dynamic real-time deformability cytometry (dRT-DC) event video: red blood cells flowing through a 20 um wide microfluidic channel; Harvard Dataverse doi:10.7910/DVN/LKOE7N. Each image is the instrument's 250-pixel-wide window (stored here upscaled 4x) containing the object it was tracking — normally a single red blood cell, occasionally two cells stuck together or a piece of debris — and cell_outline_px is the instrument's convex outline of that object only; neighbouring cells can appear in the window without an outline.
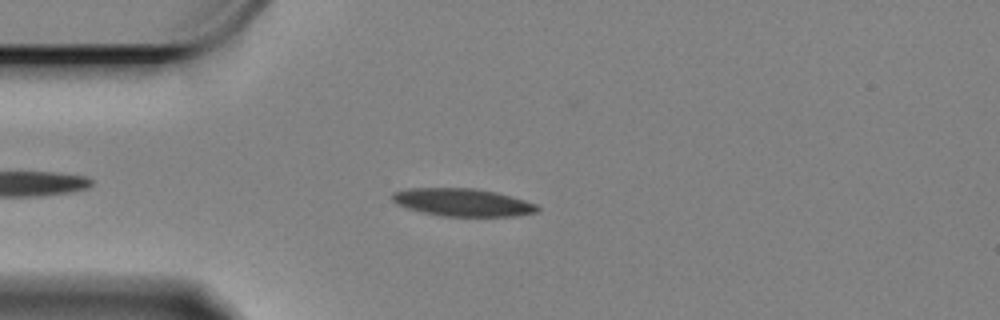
{"species": "Egyptian fruit bat (a non-hibernating species)", "species_latin": "Rousettus aegyptiacus", "temperature_condition": "cold", "stored_images_in_passage": 44, "camera_frame_rate_fps": 3000, "um_per_image_px": 0.085, "animal": {"sex": "female"}, "frame": {"image": 1, "passage_image": 7, "time_ms": 2.0, "image_size_px": [1000, 320], "cell_outline_px": [[540, 208], [536, 212], [516, 216], [444, 216], [420, 212], [408, 208], [392, 200], [392, 192], [412, 188], [476, 188], [496, 192], [524, 200], [536, 204]], "centroid_in_image_um": [39.34, 17.2], "position_along_channel_um": 45.7, "area_um2": 23.29}}
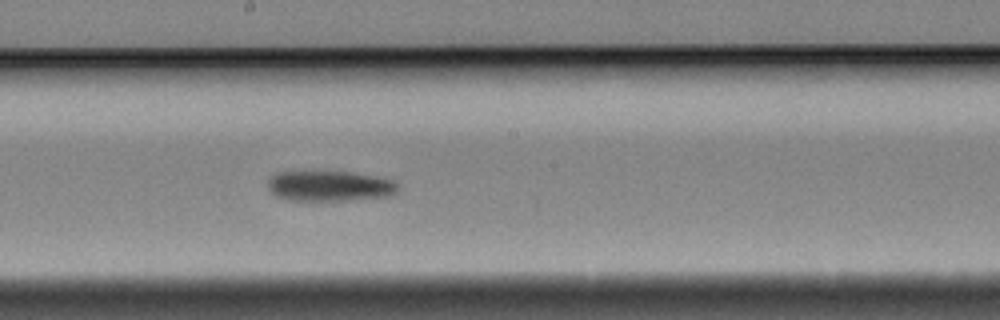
{"frame": {"image": 2, "passage_image": 24, "time_ms": 7.667, "image_size_px": [1000, 320], "cell_outline_px": [[396, 192], [388, 196], [344, 200], [288, 200], [276, 196], [268, 188], [268, 180], [276, 172], [348, 172], [376, 176], [396, 180]], "centroid_in_image_um": [28.0, 15.81], "position_along_channel_um": 220.2, "area_um2": 22.77}}
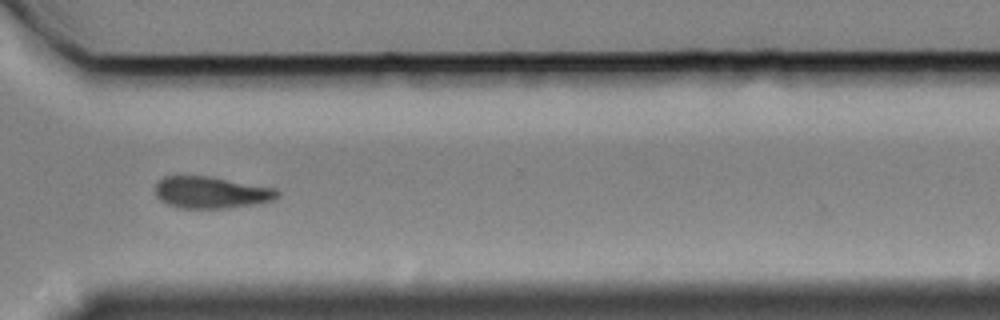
{"frame": {"image": 3, "passage_image": 36, "time_ms": 11.667, "image_size_px": [1000, 320], "cell_outline_px": [[280, 196], [272, 200], [256, 204], [224, 208], [176, 208], [160, 200], [156, 196], [156, 184], [164, 176], [212, 176], [276, 188], [280, 192]], "centroid_in_image_um": [17.97, 16.35], "position_along_channel_um": 352.6, "area_um2": 22.77}, "authors_computed_cell_mechanics": {"area_um2": 23.3223, "velocity_mm_per_s": 3.307, "shape_relaxation_time_tau1_ms": 4.1457, "shape_relaxation_time_tau2_ms": null, "deformation_change_tau1": 0.1359, "deformation_change_tau2": null}}